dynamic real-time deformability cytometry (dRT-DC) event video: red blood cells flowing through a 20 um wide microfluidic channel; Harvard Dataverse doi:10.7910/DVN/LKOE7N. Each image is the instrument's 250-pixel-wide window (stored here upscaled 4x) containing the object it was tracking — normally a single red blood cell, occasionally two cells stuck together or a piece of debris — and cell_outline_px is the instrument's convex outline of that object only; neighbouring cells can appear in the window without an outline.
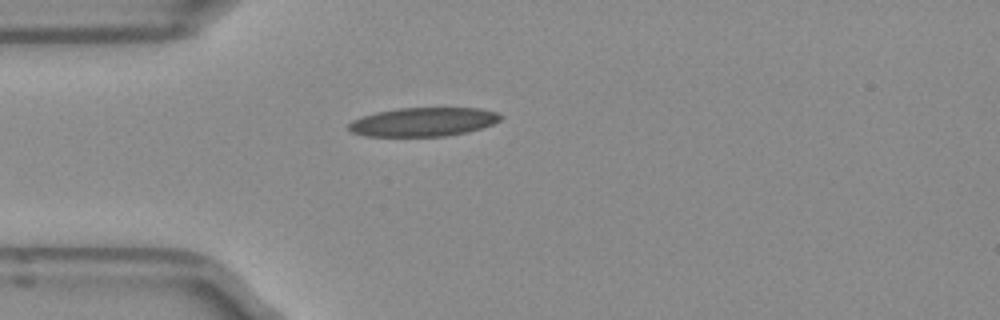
{"species": "Egyptian fruit bat (a non-hibernating species)", "species_latin": "Rousettus aegyptiacus", "temperature_condition": "room temperature", "stored_images_in_passage": 32, "camera_frame_rate_fps": 3000, "um_per_image_px": 0.085, "frame": {"image": 1, "passage_image": 1, "time_ms": 0.0, "image_size_px": [1000, 320], "cell_outline_px": [[504, 116], [500, 120], [492, 124], [468, 132], [444, 136], [364, 136], [352, 132], [348, 128], [348, 124], [352, 120], [376, 112], [400, 108], [480, 108], [496, 112]], "centroid_in_image_um": [35.99, 10.36], "position_along_channel_um": 49.0, "area_um2": 25.43}}
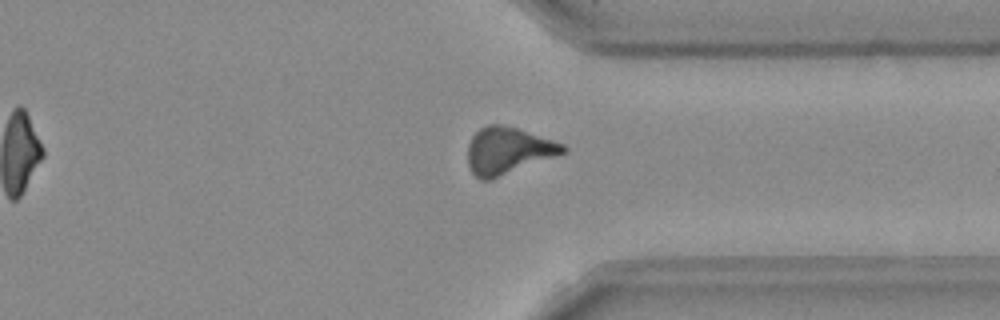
{"frame": {"image": 2, "passage_image": 26, "time_ms": 8.333, "image_size_px": [1000, 320], "cell_outline_px": [[568, 152], [492, 180], [480, 180], [472, 172], [468, 164], [468, 144], [472, 136], [480, 128], [488, 124], [500, 124], [516, 128], [564, 144], [568, 148]], "centroid_in_image_um": [43.19, 12.83], "position_along_channel_um": 368.2, "area_um2": 26.13}}
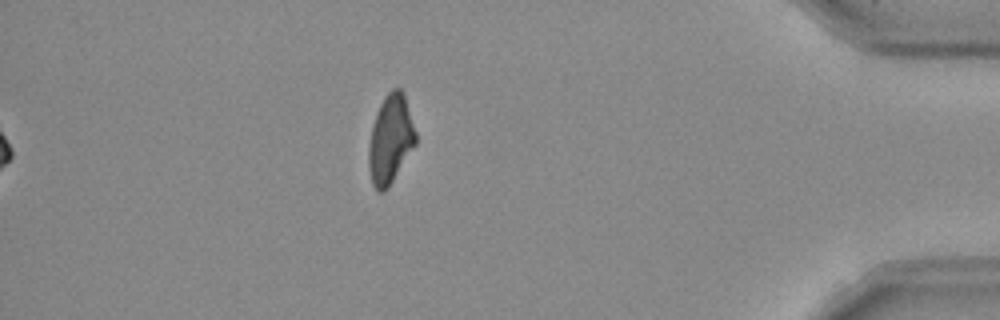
{"frame": {"image": 3, "passage_image": 32, "time_ms": 10.333, "image_size_px": [1000, 320], "cell_outline_px": [[416, 144], [388, 188], [384, 192], [376, 192], [372, 184], [368, 168], [368, 148], [372, 128], [376, 112], [384, 96], [392, 88], [400, 88], [404, 92], [416, 132]], "centroid_in_image_um": [33.18, 11.85], "position_along_channel_um": 402.0, "area_um2": 24.51}, "authors_computed_cell_mechanics": {"area_um2": 25.0563, "velocity_mm_per_s": 3.953, "shape_relaxation_time_tau1_ms": null, "shape_relaxation_time_tau2_ms": 4.4693, "deformation_change_tau1": null, "deformation_change_tau2": 0.152}}